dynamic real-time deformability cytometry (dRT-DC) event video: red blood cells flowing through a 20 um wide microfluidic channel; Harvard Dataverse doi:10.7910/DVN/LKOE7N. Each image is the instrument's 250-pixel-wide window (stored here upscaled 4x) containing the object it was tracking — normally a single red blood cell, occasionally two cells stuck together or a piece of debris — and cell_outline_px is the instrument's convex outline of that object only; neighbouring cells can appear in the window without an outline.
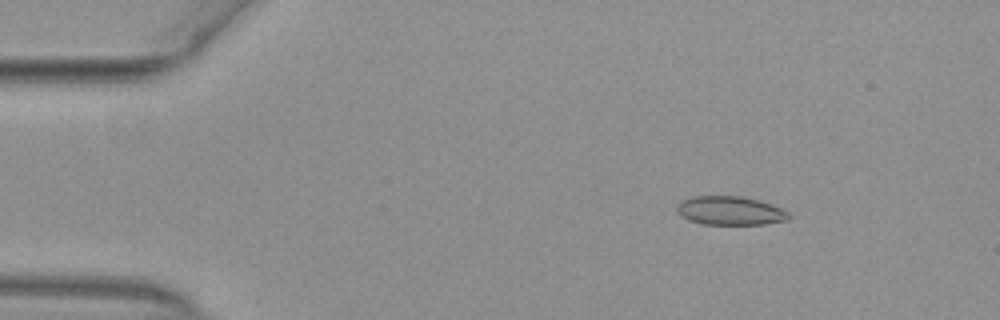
{"species": "common noctule bat (a hibernating species)", "species_latin": "Nyctalus noctula", "temperature_condition": "warm", "stored_images_in_passage": 16, "camera_frame_rate_fps": 3000, "um_per_image_px": 0.085, "animal": {"sex": "female", "body_mass_g": 29.2, "forearm_length_mm": 56.3}, "frame": {"image": 1, "passage_image": 7, "time_ms": 2.0, "image_size_px": [1000, 320], "cell_outline_px": [[792, 216], [788, 220], [764, 224], [700, 224], [688, 220], [680, 216], [676, 212], [676, 204], [680, 200], [692, 196], [740, 196], [760, 200], [772, 204], [788, 212]], "centroid_in_image_um": [62.02, 17.9], "position_along_channel_um": 23.0, "area_um2": 19.07}}